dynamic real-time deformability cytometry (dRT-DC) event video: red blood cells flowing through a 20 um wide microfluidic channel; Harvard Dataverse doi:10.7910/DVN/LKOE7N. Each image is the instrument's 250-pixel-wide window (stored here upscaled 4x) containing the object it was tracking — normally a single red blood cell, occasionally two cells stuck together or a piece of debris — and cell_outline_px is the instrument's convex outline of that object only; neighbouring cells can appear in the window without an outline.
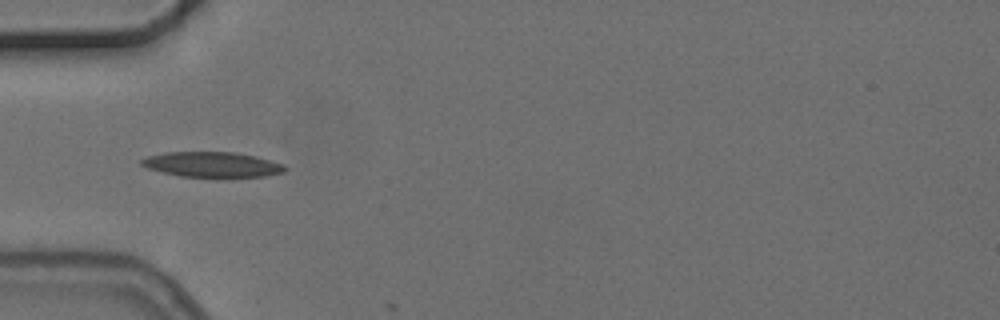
{"species": "common noctule bat (a hibernating species)", "species_latin": "Nyctalus noctula", "temperature_condition": "cold", "stored_images_in_passage": 5, "camera_frame_rate_fps": 3000, "um_per_image_px": 0.085, "animal": {"sex": "female", "body_mass_g": 24.6, "forearm_length_mm": 56.2}, "frame": {"image": 1, "passage_image": 4, "time_ms": 4.333, "image_size_px": [1000, 320], "cell_outline_px": [[288, 168], [284, 172], [264, 176], [180, 176], [148, 168], [140, 164], [140, 160], [148, 156], [164, 152], [236, 152], [256, 156], [284, 164]], "centroid_in_image_um": [18.05, 13.96], "position_along_channel_um": 67.0, "area_um2": 20.81}}